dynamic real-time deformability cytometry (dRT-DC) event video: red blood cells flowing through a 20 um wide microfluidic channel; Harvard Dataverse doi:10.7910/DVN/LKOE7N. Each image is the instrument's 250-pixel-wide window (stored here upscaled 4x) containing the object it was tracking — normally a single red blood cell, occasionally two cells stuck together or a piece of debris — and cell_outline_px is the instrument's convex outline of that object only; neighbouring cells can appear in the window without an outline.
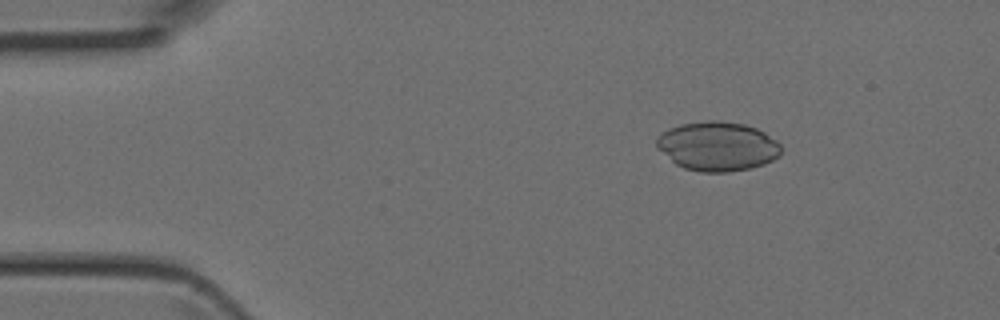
{"species": "Egyptian fruit bat (a non-hibernating species)", "species_latin": "Rousettus aegyptiacus", "temperature_condition": "room temperature", "stored_images_in_passage": 4, "camera_frame_rate_fps": 3000, "um_per_image_px": 0.085, "animal": {"sex": "female"}, "frame": {"image": 1, "passage_image": 1, "time_ms": 0.0, "image_size_px": [1000, 320], "cell_outline_px": [[780, 156], [764, 164], [752, 168], [728, 172], [700, 172], [684, 168], [676, 164], [656, 148], [656, 140], [668, 128], [680, 124], [708, 120], [720, 120], [744, 124], [756, 128], [764, 132], [776, 140], [780, 144]], "centroid_in_image_um": [60.99, 12.43], "position_along_channel_um": 24.0, "area_um2": 35.84}}